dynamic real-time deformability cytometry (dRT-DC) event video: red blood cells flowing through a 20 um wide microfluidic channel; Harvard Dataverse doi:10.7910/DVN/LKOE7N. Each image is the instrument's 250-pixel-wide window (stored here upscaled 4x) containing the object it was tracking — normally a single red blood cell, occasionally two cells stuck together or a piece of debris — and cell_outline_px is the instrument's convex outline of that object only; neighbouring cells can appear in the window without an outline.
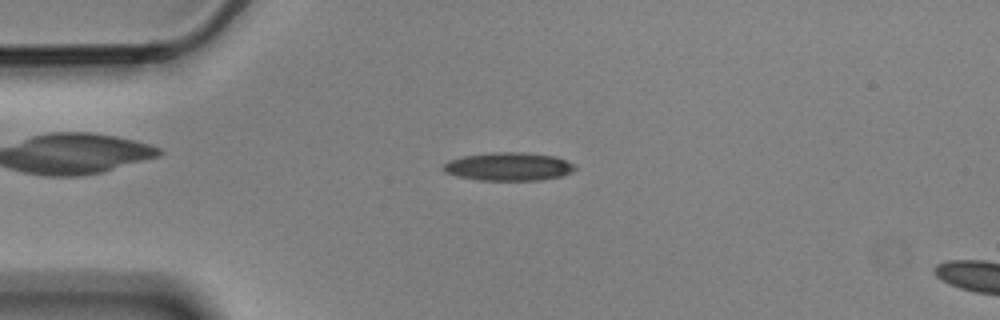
{"species": "Egyptian fruit bat (a non-hibernating species)", "species_latin": "Rousettus aegyptiacus", "temperature_condition": "cold", "stored_images_in_passage": 4, "segment_of_instrument_passage": [1, 2], "camera_frame_rate_fps": 3000, "um_per_image_px": 0.085, "animal": {"sex": "male"}, "frame": {"image": 1, "passage_image": 3, "time_ms": 0.667, "image_size_px": [1000, 320], "cell_outline_px": [[576, 168], [572, 172], [560, 176], [540, 180], [480, 180], [456, 176], [444, 172], [440, 168], [448, 160], [464, 156], [500, 152], [520, 152], [556, 156], [576, 164]], "centroid_in_image_um": [43.23, 14.16], "position_along_channel_um": 41.8, "area_um2": 21.68}}